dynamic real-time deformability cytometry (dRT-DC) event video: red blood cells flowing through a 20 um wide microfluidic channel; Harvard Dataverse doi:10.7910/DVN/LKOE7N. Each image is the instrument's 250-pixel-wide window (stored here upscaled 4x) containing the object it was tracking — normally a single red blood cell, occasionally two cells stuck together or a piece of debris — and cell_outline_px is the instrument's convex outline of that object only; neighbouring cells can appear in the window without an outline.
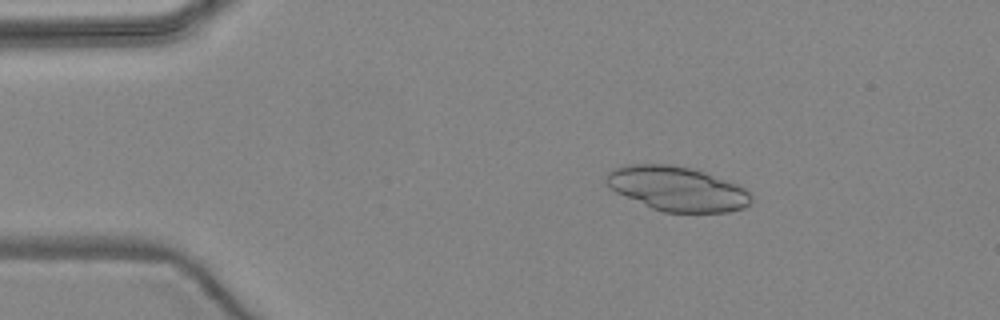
{"species": "common noctule bat (a hibernating species)", "species_latin": "Nyctalus noctula", "temperature_condition": "warm", "stored_images_in_passage": 4, "camera_frame_rate_fps": 3000, "um_per_image_px": 0.085, "animal": {"sex": "female", "body_mass_g": 24.6, "forearm_length_mm": 56.2}, "frame": {"image": 1, "passage_image": 2, "time_ms": 1.0, "image_size_px": [1000, 320], "cell_outline_px": [[752, 200], [744, 208], [728, 212], [664, 212], [652, 208], [616, 192], [608, 188], [604, 180], [608, 172], [612, 168], [624, 164], [668, 164], [692, 168], [704, 172], [736, 184], [744, 188], [752, 196]], "centroid_in_image_um": [57.51, 16.03], "position_along_channel_um": 27.5, "area_um2": 37.57}}